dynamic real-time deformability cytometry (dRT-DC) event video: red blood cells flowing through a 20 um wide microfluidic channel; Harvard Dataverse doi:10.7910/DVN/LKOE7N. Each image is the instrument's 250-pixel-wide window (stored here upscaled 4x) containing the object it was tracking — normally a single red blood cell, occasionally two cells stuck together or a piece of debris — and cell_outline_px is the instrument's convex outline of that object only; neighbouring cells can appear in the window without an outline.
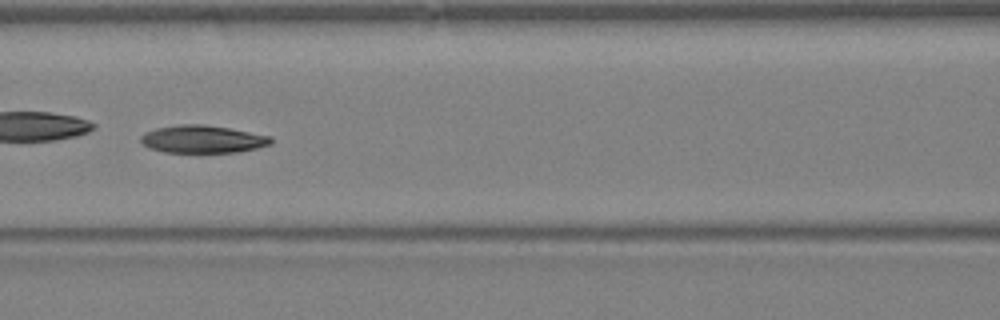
{"species": "Egyptian fruit bat (a non-hibernating species)", "species_latin": "Rousettus aegyptiacus", "temperature_condition": "warm", "stored_images_in_passage": 38, "camera_frame_rate_fps": 3000, "um_per_image_px": 0.085, "animal": {"sex": "female"}, "frame": {"image": 1, "passage_image": 17, "time_ms": 5.333, "image_size_px": [1000, 320], "cell_outline_px": [[272, 144], [240, 152], [164, 152], [148, 148], [140, 144], [140, 136], [156, 128], [180, 124], [200, 124], [228, 128], [272, 136]], "centroid_in_image_um": [17.21, 11.83], "position_along_channel_um": 149.4, "area_um2": 20.98}}
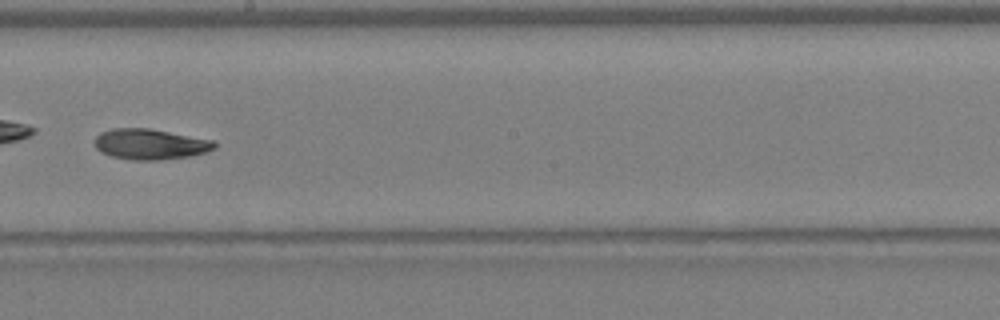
{"frame": {"image": 2, "passage_image": 22, "time_ms": 7.0, "image_size_px": [1000, 320], "cell_outline_px": [[216, 148], [204, 152], [188, 156], [160, 160], [132, 160], [112, 156], [100, 152], [96, 148], [96, 136], [100, 132], [112, 128], [148, 128], [216, 140]], "centroid_in_image_um": [12.78, 12.25], "position_along_channel_um": 235.4, "area_um2": 21.39}}